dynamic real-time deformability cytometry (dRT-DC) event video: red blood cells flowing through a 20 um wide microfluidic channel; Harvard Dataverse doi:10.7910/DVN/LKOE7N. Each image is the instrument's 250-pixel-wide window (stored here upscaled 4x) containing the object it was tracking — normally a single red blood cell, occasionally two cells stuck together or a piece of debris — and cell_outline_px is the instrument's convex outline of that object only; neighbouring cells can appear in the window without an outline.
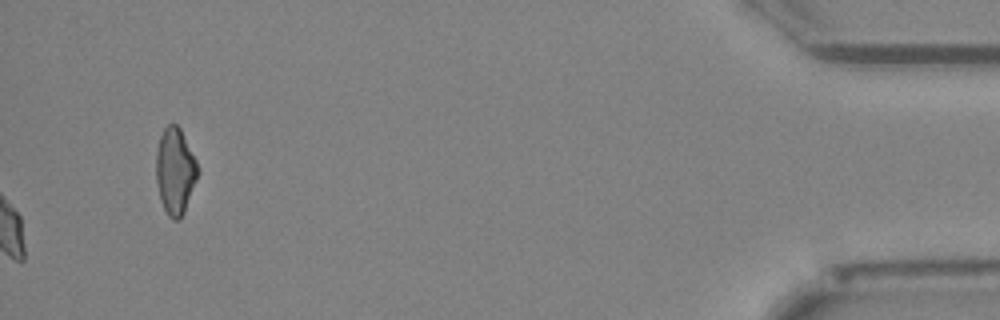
{"species": "Egyptian fruit bat (a non-hibernating species)", "species_latin": "Rousettus aegyptiacus", "temperature_condition": "cold", "stored_images_in_passage": 52, "camera_frame_rate_fps": 3000, "um_per_image_px": 0.085, "animal": {"sex": "female"}, "frame": {"image": 1, "passage_image": 52, "time_ms": 17.0, "image_size_px": [1000, 320], "cell_outline_px": [[200, 172], [184, 212], [180, 220], [172, 220], [168, 216], [160, 200], [156, 184], [156, 152], [160, 136], [164, 128], [168, 124], [176, 124], [180, 128], [200, 168]], "centroid_in_image_um": [14.89, 14.57], "position_along_channel_um": 420.3, "area_um2": 21.21}, "authors_computed_cell_mechanics": {"area_um2": 21.1837, "velocity_mm_per_s": 3.9532, "shape_relaxation_time_tau1_ms": 7.7996, "shape_relaxation_time_tau2_ms": 9.5591, "deformation_change_tau1": 0.1913, "deformation_change_tau2": 0.1604}}